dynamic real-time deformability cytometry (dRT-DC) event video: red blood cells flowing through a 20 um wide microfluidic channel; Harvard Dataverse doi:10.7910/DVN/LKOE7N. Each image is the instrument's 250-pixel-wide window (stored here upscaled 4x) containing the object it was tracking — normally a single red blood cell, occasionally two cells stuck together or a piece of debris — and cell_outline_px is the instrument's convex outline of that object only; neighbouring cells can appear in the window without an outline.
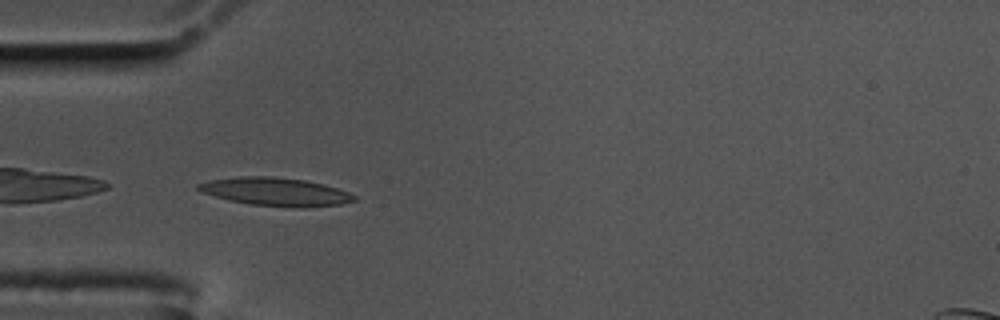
{"species": "common noctule bat (a hibernating species)", "species_latin": "Nyctalus noctula", "temperature_condition": "cold", "stored_images_in_passage": 32, "camera_frame_rate_fps": 3000, "um_per_image_px": 0.085, "animal": {"sex": "male", "body_mass_g": 17.5, "forearm_length_mm": 52.3}, "frame": {"image": 1, "passage_image": 1, "time_ms": 0.0, "image_size_px": [1000, 320], "cell_outline_px": [[356, 200], [340, 204], [304, 208], [252, 204], [228, 200], [200, 192], [196, 188], [196, 184], [212, 180], [240, 176], [272, 176], [304, 180], [324, 184], [348, 192], [356, 196]], "centroid_in_image_um": [23.41, 16.29], "position_along_channel_um": 61.6, "area_um2": 25.49}}
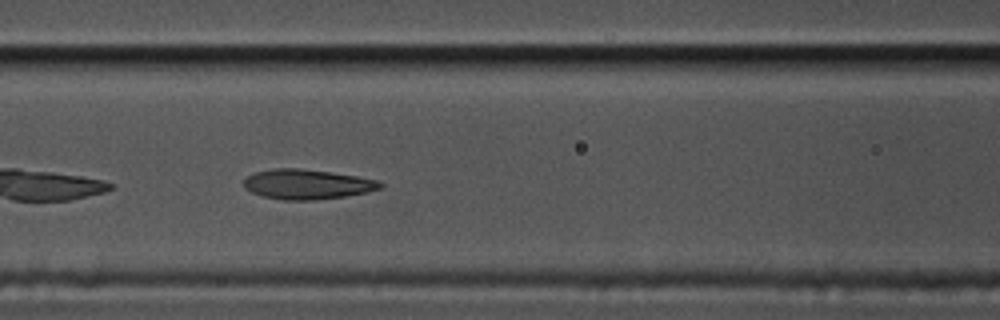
{"frame": {"image": 2, "passage_image": 8, "time_ms": 2.333, "image_size_px": [1000, 320], "cell_outline_px": [[384, 184], [380, 188], [364, 192], [344, 196], [312, 200], [284, 200], [264, 196], [252, 192], [244, 188], [244, 180], [252, 172], [272, 168], [300, 168], [356, 176], [376, 180]], "centroid_in_image_um": [26.04, 15.65], "position_along_channel_um": 140.6, "area_um2": 23.47}}
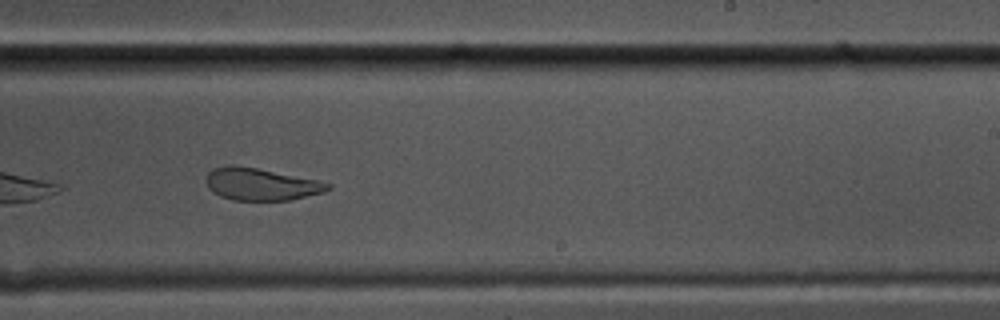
{"frame": {"image": 3, "passage_image": 19, "time_ms": 6.0, "image_size_px": [1000, 320], "cell_outline_px": [[332, 188], [324, 192], [288, 200], [232, 200], [220, 196], [212, 192], [208, 188], [204, 180], [208, 172], [212, 168], [228, 164], [256, 168], [316, 180], [332, 184]], "centroid_in_image_um": [22.12, 15.66], "position_along_channel_um": 266.9, "area_um2": 22.83}, "authors_computed_cell_mechanics": {"area_um2": 23.7269, "velocity_mm_per_s": 3.4598, "shape_relaxation_time_tau1_ms": null, "shape_relaxation_time_tau2_ms": 1.7208, "deformation_change_tau1": null, "deformation_change_tau2": 0.0764}}